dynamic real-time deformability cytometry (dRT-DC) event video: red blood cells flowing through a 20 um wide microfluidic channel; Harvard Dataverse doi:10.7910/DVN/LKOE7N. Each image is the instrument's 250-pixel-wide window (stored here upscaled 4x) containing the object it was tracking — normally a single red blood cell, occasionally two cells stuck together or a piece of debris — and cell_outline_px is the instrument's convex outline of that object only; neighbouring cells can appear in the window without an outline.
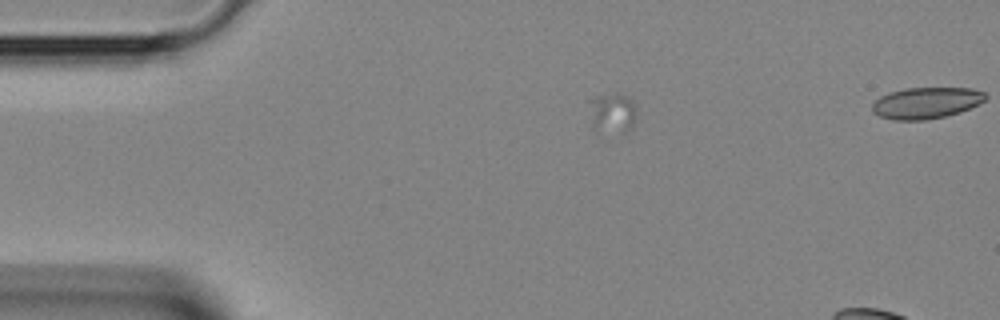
{"species": "Egyptian fruit bat (a non-hibernating species)", "species_latin": "Rousettus aegyptiacus", "temperature_condition": "room temperature", "stored_images_in_passage": 4, "camera_frame_rate_fps": 3000, "um_per_image_px": 0.085, "animal": {"sex": "female"}, "frame": {"image": 1, "passage_image": 2, "time_ms": 0.333, "image_size_px": [1000, 320], "cell_outline_px": [[636, 116], [632, 124], [628, 128], [592, 128], [588, 100], [592, 96], [616, 92], [628, 96], [632, 100], [636, 112]], "centroid_in_image_um": [51.99, 9.43], "position_along_channel_um": 33.0, "area_um2": 10.52}}